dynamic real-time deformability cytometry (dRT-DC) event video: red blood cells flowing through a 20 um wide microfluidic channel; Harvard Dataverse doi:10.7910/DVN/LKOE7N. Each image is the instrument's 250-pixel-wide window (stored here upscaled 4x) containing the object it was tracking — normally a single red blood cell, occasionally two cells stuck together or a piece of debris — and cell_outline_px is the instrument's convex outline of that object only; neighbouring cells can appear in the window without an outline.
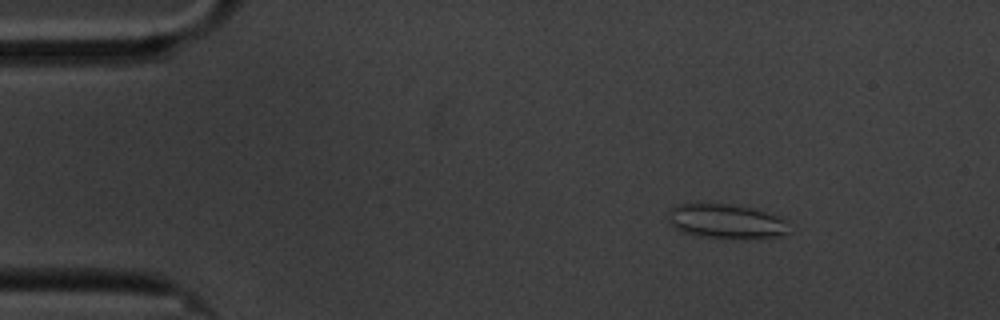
{"species": "common noctule bat (a hibernating species)", "species_latin": "Nyctalus noctula", "temperature_condition": "cold", "stored_images_in_passage": 52, "camera_frame_rate_fps": 3000, "um_per_image_px": 0.085, "animal": {"sex": "male", "body_mass_g": 20.1, "forearm_length_mm": 53.5}, "frame": {"image": 1, "passage_image": 1, "time_ms": 0.0, "image_size_px": [1000, 320], "cell_outline_px": [[788, 232], [776, 236], [752, 240], [720, 240], [696, 236], [680, 232], [668, 224], [668, 208], [676, 204], [728, 204], [756, 208], [788, 220]], "centroid_in_image_um": [61.68, 18.85], "position_along_channel_um": 23.3, "area_um2": 25.43}}
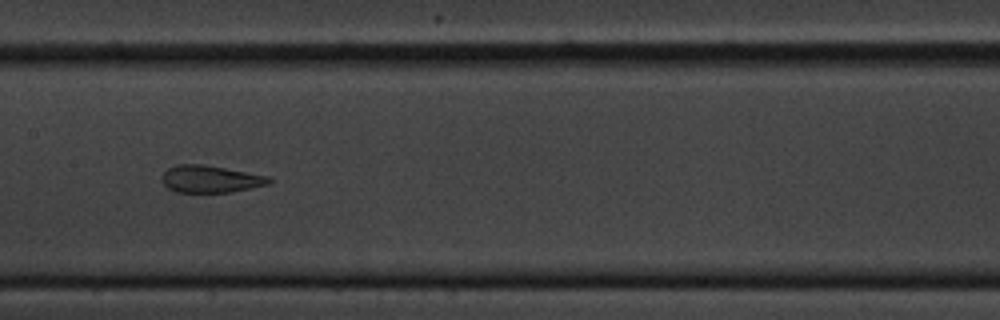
{"frame": {"image": 2, "passage_image": 22, "time_ms": 7.0, "image_size_px": [1000, 320], "cell_outline_px": [[272, 180], [268, 184], [228, 192], [176, 192], [168, 188], [164, 184], [164, 172], [168, 168], [176, 164], [204, 164], [268, 176]], "centroid_in_image_um": [17.87, 15.21], "position_along_channel_um": 189.5, "area_um2": 16.65}}
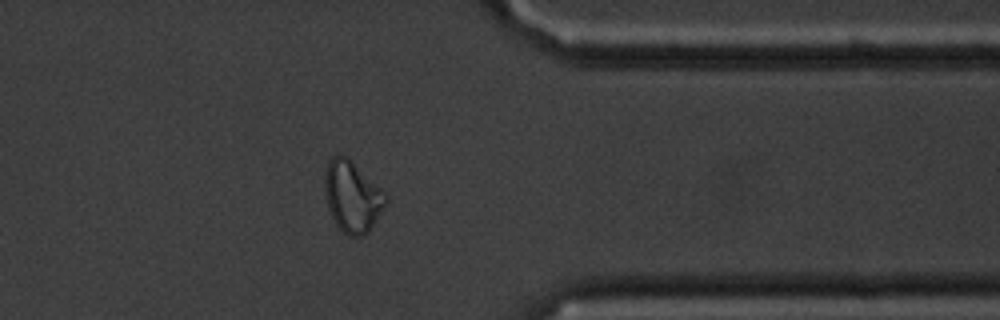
{"frame": {"image": 3, "passage_image": 40, "time_ms": 13.0, "image_size_px": [1000, 320], "cell_outline_px": [[388, 204], [368, 232], [364, 236], [348, 236], [336, 224], [328, 208], [324, 188], [324, 176], [328, 160], [332, 156], [340, 152], [388, 192]], "centroid_in_image_um": [29.98, 16.69], "position_along_channel_um": 381.4, "area_um2": 25.72}, "authors_computed_cell_mechanics": {"area_um2": 19.652, "velocity_mm_per_s": 3.3735, "shape_relaxation_time_tau1_ms": null, "shape_relaxation_time_tau2_ms": 0.9746, "deformation_change_tau1": null, "deformation_change_tau2": 0.0898}}